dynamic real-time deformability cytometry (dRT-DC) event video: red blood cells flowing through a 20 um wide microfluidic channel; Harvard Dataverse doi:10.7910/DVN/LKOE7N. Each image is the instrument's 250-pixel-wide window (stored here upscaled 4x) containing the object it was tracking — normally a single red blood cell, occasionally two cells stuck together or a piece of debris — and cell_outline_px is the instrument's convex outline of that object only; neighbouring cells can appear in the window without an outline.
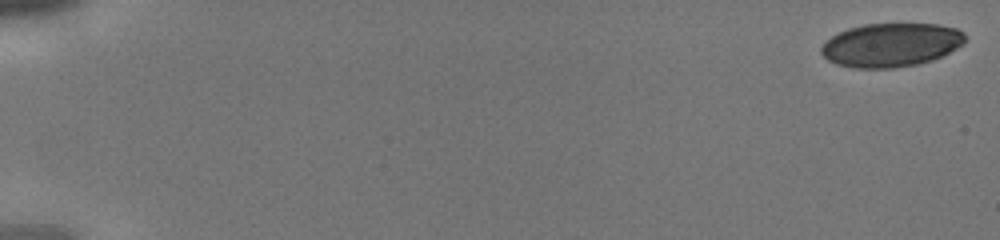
{"species": "human", "species_latin": "Homo sapiens", "temperature_condition": "cold", "stored_images_in_passage": 12, "camera_frame_rate_fps": 3000, "um_per_image_px": 0.085, "donor": {"sex": "male"}, "frame": {"image": 1, "passage_image": 1, "time_ms": 0.0, "image_size_px": [1000, 240], "cell_outline_px": [[964, 44], [932, 60], [916, 64], [892, 68], [852, 68], [836, 64], [828, 60], [820, 52], [820, 48], [832, 36], [848, 28], [864, 24], [936, 24], [956, 28], [964, 32]], "centroid_in_image_um": [75.72, 3.82], "position_along_channel_um": 9.3, "area_um2": 36.41}}